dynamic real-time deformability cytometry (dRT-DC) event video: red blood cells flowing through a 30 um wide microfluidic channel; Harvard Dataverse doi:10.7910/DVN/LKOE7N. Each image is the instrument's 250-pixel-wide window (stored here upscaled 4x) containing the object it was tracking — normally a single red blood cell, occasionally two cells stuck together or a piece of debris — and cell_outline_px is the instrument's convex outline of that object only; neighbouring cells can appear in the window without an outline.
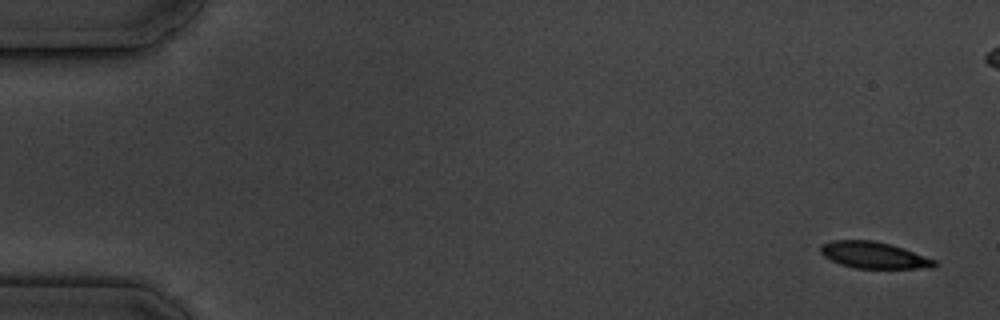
{"species": "common noctule bat (a hibernating species)", "species_latin": "Nyctalus noctula", "temperature_condition": "cold", "stored_images_in_passage": 7, "camera_frame_rate_fps": 3000, "um_per_image_px": 0.085, "animal": {"sex": "male", "body_mass_g": 19.5, "forearm_length_mm": 54.6}, "frame": {"image": 1, "passage_image": 1, "time_ms": 0.0, "image_size_px": [1000, 320], "cell_outline_px": [[936, 264], [932, 268], [856, 268], [840, 264], [824, 256], [820, 252], [820, 248], [824, 244], [832, 240], [872, 240], [892, 244], [904, 248], [936, 260]], "centroid_in_image_um": [74.29, 21.68], "position_along_channel_um": 10.7, "area_um2": 17.51}}